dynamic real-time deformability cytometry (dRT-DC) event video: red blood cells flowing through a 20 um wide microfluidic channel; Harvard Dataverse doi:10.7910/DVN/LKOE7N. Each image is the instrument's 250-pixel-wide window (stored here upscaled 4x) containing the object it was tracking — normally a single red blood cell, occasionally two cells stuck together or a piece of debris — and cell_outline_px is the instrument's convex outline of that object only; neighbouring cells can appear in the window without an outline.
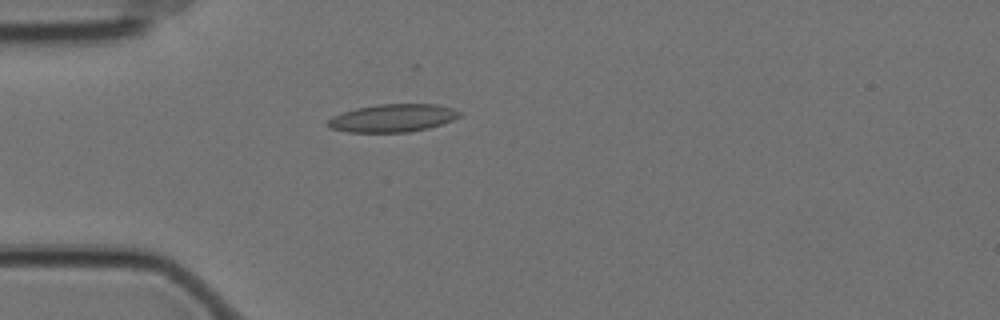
{"species": "Egyptian fruit bat (a non-hibernating species)", "species_latin": "Rousettus aegyptiacus", "temperature_condition": "cold", "stored_images_in_passage": 46, "camera_frame_rate_fps": 3000, "um_per_image_px": 0.085, "animal": {"sex": "female"}, "frame": {"image": 1, "passage_image": 16, "time_ms": 5.0, "image_size_px": [1000, 320], "cell_outline_px": [[464, 112], [460, 116], [452, 120], [428, 128], [408, 132], [348, 132], [328, 128], [324, 124], [332, 116], [356, 108], [380, 104], [436, 104], [452, 108]], "centroid_in_image_um": [33.36, 10.03], "position_along_channel_um": 51.6, "area_um2": 21.44}}
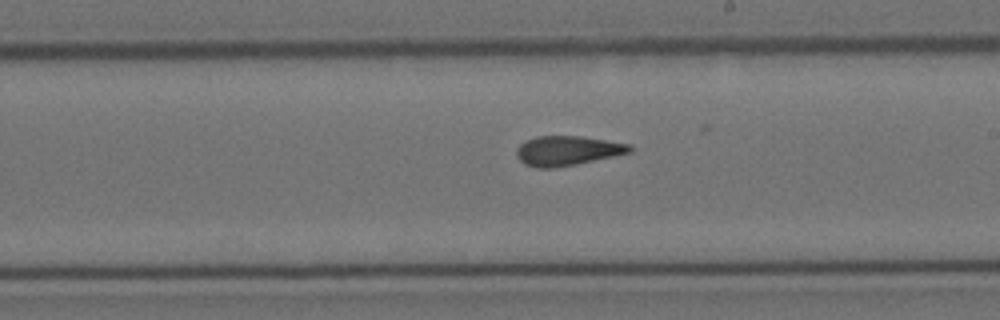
{"frame": {"image": 2, "passage_image": 33, "time_ms": 10.667, "image_size_px": [1000, 320], "cell_outline_px": [[632, 152], [576, 164], [552, 168], [536, 168], [524, 164], [516, 156], [516, 148], [520, 144], [536, 136], [580, 136], [632, 144]], "centroid_in_image_um": [48.22, 12.81], "position_along_channel_um": 240.8, "area_um2": 19.54}}
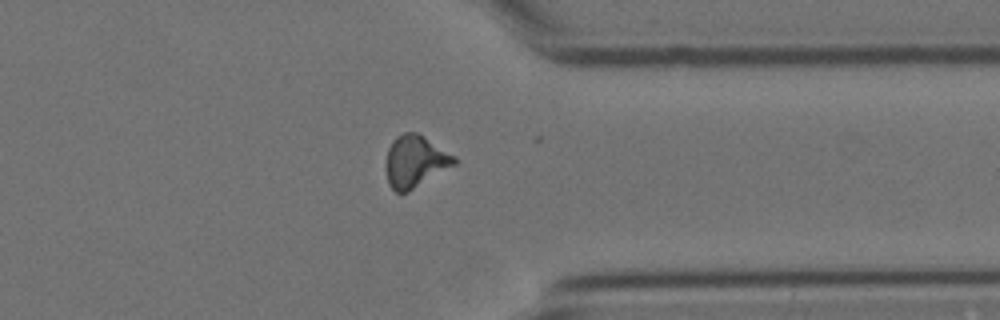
{"frame": {"image": 3, "passage_image": 45, "time_ms": 14.667, "image_size_px": [1000, 320], "cell_outline_px": [[456, 164], [408, 192], [396, 192], [388, 184], [384, 164], [388, 148], [392, 140], [396, 136], [404, 132], [416, 132], [424, 136], [456, 156]], "centroid_in_image_um": [35.26, 13.71], "position_along_channel_um": 376.1, "area_um2": 20.92}, "authors_computed_cell_mechanics": {"area_um2": 19.9988, "velocity_mm_per_s": 3.5055, "shape_relaxation_time_tau1_ms": null, "shape_relaxation_time_tau2_ms": 2.655, "deformation_change_tau1": null, "deformation_change_tau2": 0.1048}}